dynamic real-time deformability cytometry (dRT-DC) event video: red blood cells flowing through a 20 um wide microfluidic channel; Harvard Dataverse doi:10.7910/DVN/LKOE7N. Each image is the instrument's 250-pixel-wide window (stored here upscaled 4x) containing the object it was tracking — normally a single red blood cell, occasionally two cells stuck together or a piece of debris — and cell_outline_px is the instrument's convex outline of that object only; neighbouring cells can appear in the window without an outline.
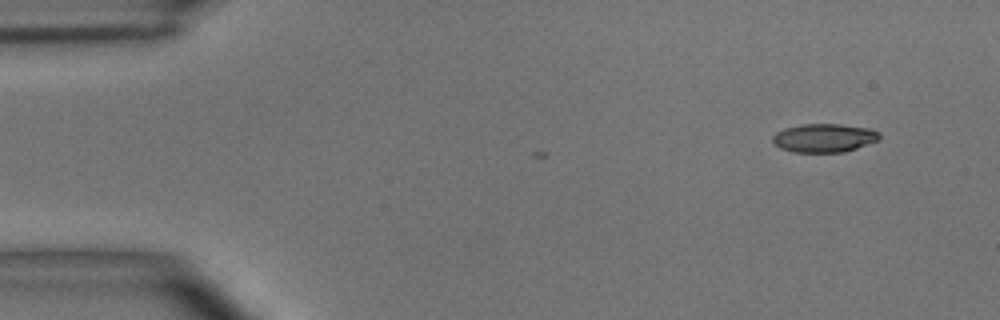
{"species": "common noctule bat (a hibernating species)", "species_latin": "Nyctalus noctula", "temperature_condition": "room temperature", "stored_images_in_passage": 4, "camera_frame_rate_fps": 3000, "um_per_image_px": 0.085, "animal": {"sex": "male", "body_mass_g": 15.6}, "frame": {"image": 1, "passage_image": 1, "time_ms": 0.0, "image_size_px": [1000, 320], "cell_outline_px": [[880, 140], [844, 152], [792, 152], [780, 148], [772, 144], [772, 136], [776, 132], [784, 128], [800, 124], [840, 124], [872, 128], [880, 132]], "centroid_in_image_um": [70.05, 11.72], "position_along_channel_um": 15.0, "area_um2": 18.09}}